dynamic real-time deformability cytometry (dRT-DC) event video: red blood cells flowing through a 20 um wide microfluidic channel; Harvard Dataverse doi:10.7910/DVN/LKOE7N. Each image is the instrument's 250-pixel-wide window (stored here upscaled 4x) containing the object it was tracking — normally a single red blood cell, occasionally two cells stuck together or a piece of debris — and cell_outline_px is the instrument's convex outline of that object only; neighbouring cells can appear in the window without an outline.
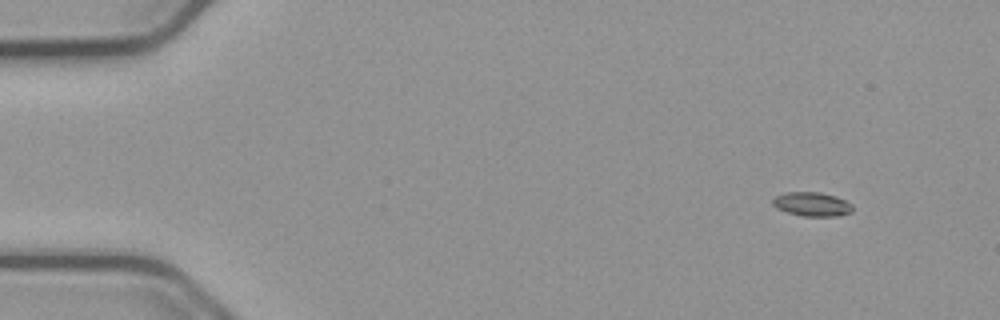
{"species": "common noctule bat (a hibernating species)", "species_latin": "Nyctalus noctula", "temperature_condition": "cold", "stored_images_in_passage": 56, "camera_frame_rate_fps": 3000, "um_per_image_px": 0.085, "animal": {"sex": "male", "body_mass_g": 23.1, "forearm_length_mm": 52.7}, "frame": {"image": 1, "passage_image": 5, "time_ms": 1.333, "image_size_px": [1000, 320], "cell_outline_px": [[852, 212], [840, 216], [804, 216], [788, 212], [776, 208], [772, 204], [772, 200], [776, 196], [784, 192], [820, 192], [836, 196], [852, 204]], "centroid_in_image_um": [69.02, 17.35], "position_along_channel_um": 16.0, "area_um2": 11.21}}
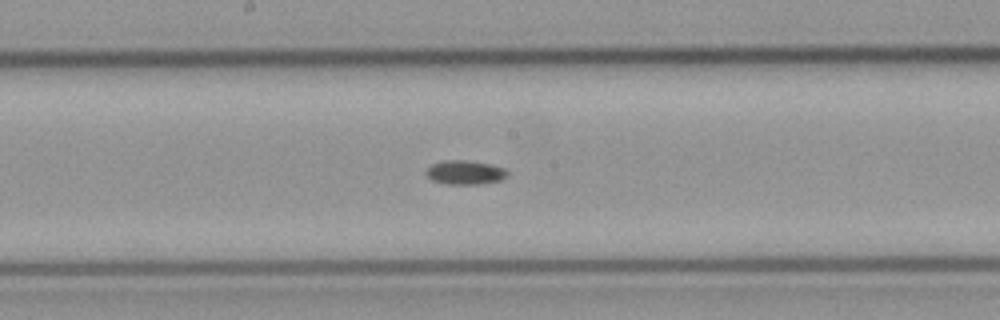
{"frame": {"image": 2, "passage_image": 29, "time_ms": 9.333, "image_size_px": [1000, 320], "cell_outline_px": [[508, 176], [500, 180], [480, 184], [448, 184], [432, 180], [424, 172], [432, 164], [444, 160], [464, 160], [488, 164], [504, 168], [508, 172]], "centroid_in_image_um": [39.52, 14.66], "position_along_channel_um": 208.7, "area_um2": 11.27}}
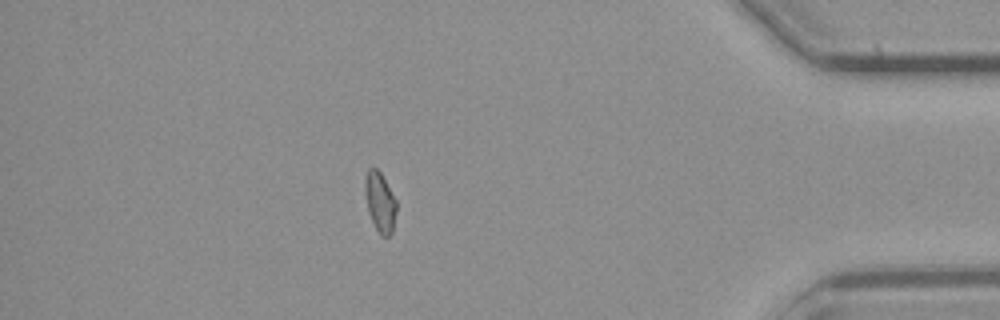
{"frame": {"image": 3, "passage_image": 48, "time_ms": 15.667, "image_size_px": [1000, 320], "cell_outline_px": [[396, 212], [392, 232], [388, 236], [380, 236], [368, 212], [364, 188], [364, 180], [368, 168], [376, 168], [380, 172], [396, 200]], "centroid_in_image_um": [32.29, 17.17], "position_along_channel_um": 402.9, "area_um2": 10.87}}